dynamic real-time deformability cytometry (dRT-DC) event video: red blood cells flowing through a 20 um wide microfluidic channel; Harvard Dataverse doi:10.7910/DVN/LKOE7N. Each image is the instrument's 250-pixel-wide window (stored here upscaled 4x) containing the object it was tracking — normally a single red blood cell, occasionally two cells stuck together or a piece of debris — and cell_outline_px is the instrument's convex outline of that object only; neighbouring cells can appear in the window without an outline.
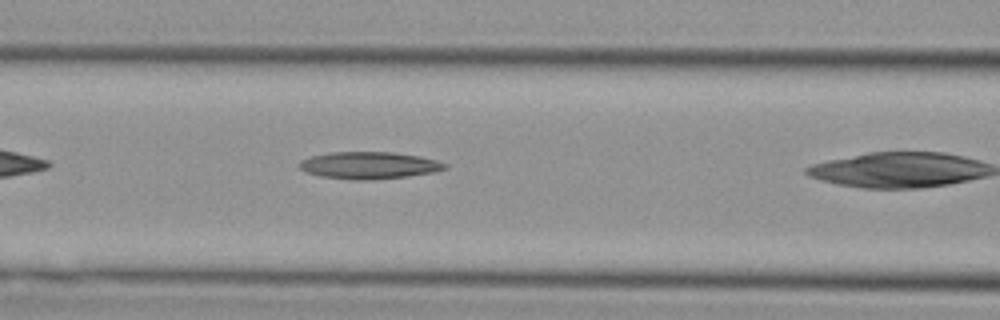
{"species": "Egyptian fruit bat (a non-hibernating species)", "species_latin": "Rousettus aegyptiacus", "temperature_condition": "cold", "stored_images_in_passage": 11, "camera_frame_rate_fps": 3000, "um_per_image_px": 0.085, "animal": {"sex": "female"}, "frame": {"image": 1, "passage_image": 8, "time_ms": 2.333, "image_size_px": [1000, 320], "cell_outline_px": [[448, 168], [432, 172], [408, 176], [368, 180], [352, 180], [320, 176], [308, 172], [300, 168], [296, 164], [300, 160], [312, 156], [332, 152], [392, 152], [420, 156], [436, 160], [448, 164]], "centroid_in_image_um": [31.36, 14.05], "position_along_channel_um": 135.2, "area_um2": 22.95}}